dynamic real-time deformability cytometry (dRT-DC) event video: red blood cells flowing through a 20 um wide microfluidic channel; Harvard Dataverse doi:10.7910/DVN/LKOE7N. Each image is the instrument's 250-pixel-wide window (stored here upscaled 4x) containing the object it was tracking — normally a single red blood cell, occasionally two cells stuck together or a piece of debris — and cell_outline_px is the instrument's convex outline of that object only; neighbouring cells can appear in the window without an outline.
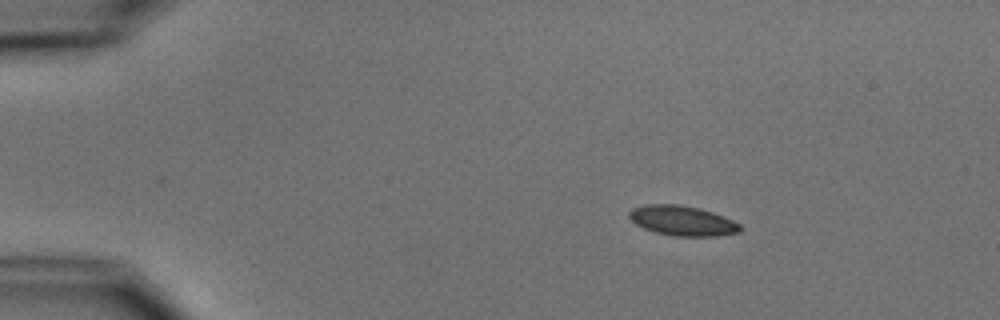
{"species": "common noctule bat (a hibernating species)", "species_latin": "Nyctalus noctula", "temperature_condition": "cold", "stored_images_in_passage": 4, "camera_frame_rate_fps": 3000, "um_per_image_px": 0.085, "animal": {"sex": "male", "body_mass_g": 15.6}, "frame": {"image": 1, "passage_image": 1, "time_ms": 0.0, "image_size_px": [1000, 320], "cell_outline_px": [[740, 232], [716, 236], [676, 236], [656, 232], [644, 228], [636, 224], [628, 216], [628, 212], [632, 208], [644, 204], [680, 204], [700, 208], [724, 216], [740, 224]], "centroid_in_image_um": [57.99, 18.74], "position_along_channel_um": 27.0, "area_um2": 19.36}}
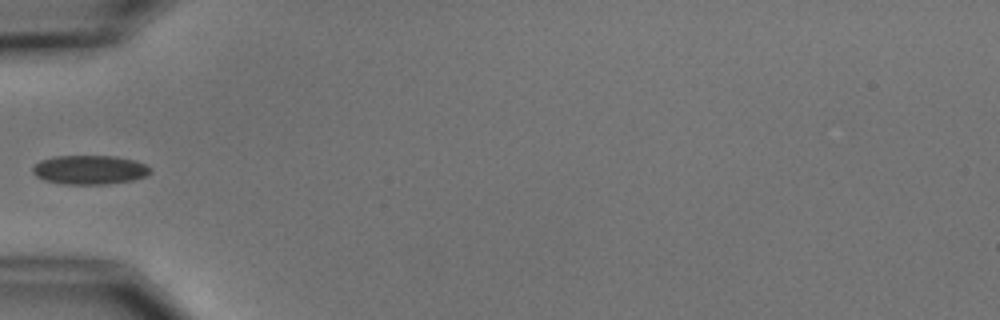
{"frame": {"image": 2, "passage_image": 4, "time_ms": 3.333, "image_size_px": [1000, 320], "cell_outline_px": [[152, 172], [144, 176], [132, 180], [104, 184], [64, 184], [44, 180], [36, 176], [32, 172], [32, 168], [40, 160], [52, 156], [116, 156], [132, 160], [144, 164], [152, 168]], "centroid_in_image_um": [7.6, 14.43], "position_along_channel_um": 77.4, "area_um2": 19.88}}